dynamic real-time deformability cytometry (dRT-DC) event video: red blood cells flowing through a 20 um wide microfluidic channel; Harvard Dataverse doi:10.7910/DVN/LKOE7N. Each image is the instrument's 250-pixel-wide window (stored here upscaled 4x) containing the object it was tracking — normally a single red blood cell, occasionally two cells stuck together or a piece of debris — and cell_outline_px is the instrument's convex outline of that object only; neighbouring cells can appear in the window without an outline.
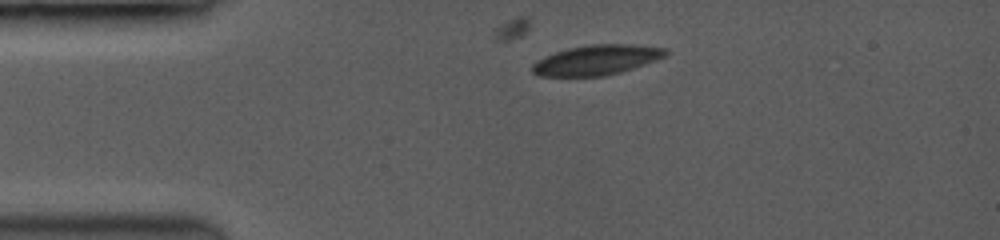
{"species": "common noctule bat (a hibernating species)", "species_latin": "Nyctalus noctula", "temperature_condition": "room temperature", "stored_images_in_passage": 21, "camera_frame_rate_fps": 3500, "um_per_image_px": 0.085, "animal": {"sex": "female", "body_mass_g": 19.0, "forearm_length_mm": 53.3}, "frame": {"image": 1, "passage_image": 1, "time_ms": 0.0, "image_size_px": [1000, 240], "cell_outline_px": [[668, 52], [664, 56], [616, 72], [600, 76], [540, 76], [532, 72], [532, 64], [556, 52], [568, 48], [596, 44], [624, 44], [664, 48]], "centroid_in_image_um": [50.63, 5.09], "position_along_channel_um": 34.4, "area_um2": 22.2}}
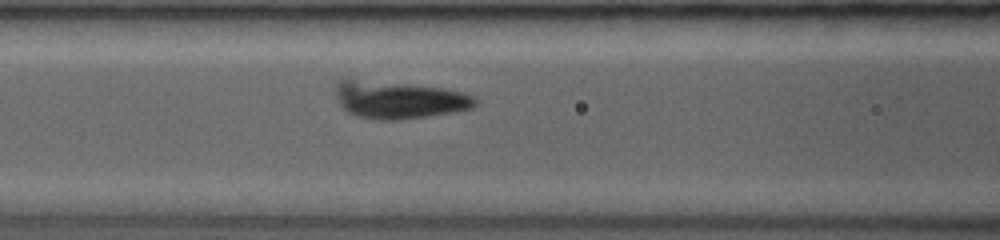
{"frame": {"image": 2, "passage_image": 12, "time_ms": 3.429, "image_size_px": [1000, 240], "cell_outline_px": [[476, 104], [472, 108], [452, 112], [396, 120], [376, 120], [360, 116], [348, 112], [344, 108], [336, 92], [336, 84], [340, 80], [352, 80], [440, 88], [460, 92], [472, 96], [476, 100]], "centroid_in_image_um": [33.91, 8.51], "position_along_channel_um": 132.7, "area_um2": 29.02}}
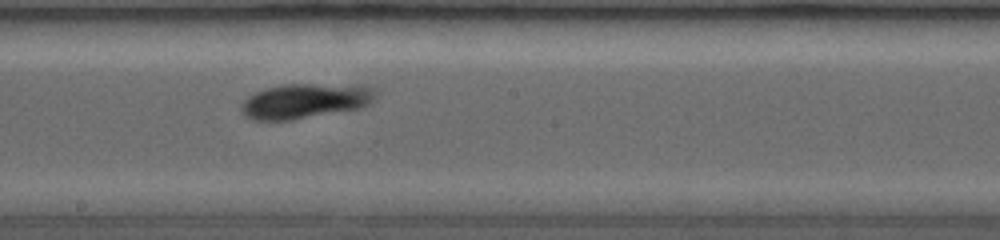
{"frame": {"image": 3, "passage_image": 21, "time_ms": 5.714, "image_size_px": [1000, 240], "cell_outline_px": [[372, 96], [364, 104], [356, 108], [292, 120], [256, 120], [248, 116], [244, 112], [244, 104], [256, 92], [268, 88], [284, 84], [356, 84], [372, 88]], "centroid_in_image_um": [25.92, 8.56], "position_along_channel_um": 222.3, "area_um2": 26.07}}